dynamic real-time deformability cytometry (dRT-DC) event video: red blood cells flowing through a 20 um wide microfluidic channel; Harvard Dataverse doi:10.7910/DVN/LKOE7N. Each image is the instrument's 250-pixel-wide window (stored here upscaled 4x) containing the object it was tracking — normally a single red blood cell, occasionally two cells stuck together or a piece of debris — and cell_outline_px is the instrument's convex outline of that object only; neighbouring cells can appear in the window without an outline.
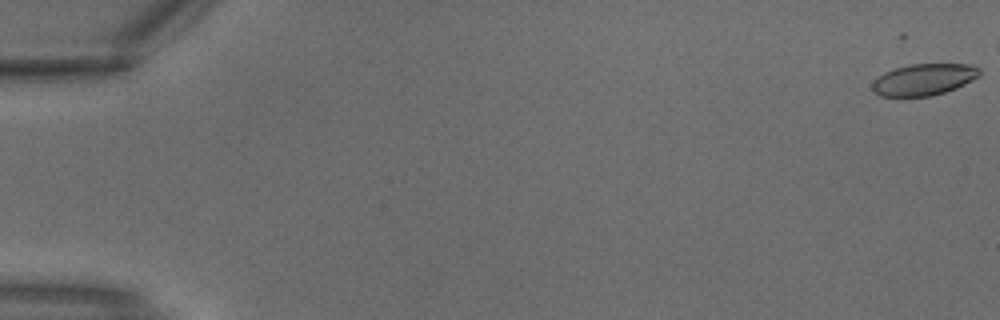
{"species": "common noctule bat (a hibernating species)", "species_latin": "Nyctalus noctula", "temperature_condition": "warm", "stored_images_in_passage": 4, "camera_frame_rate_fps": 3000, "um_per_image_px": 0.085, "animal": {"sex": "male", "body_mass_g": 18.8}, "frame": {"image": 1, "passage_image": 1, "time_ms": 0.0, "image_size_px": [1000, 320], "cell_outline_px": [[980, 76], [956, 88], [932, 96], [880, 96], [872, 92], [872, 80], [884, 72], [908, 64], [972, 64], [980, 68]], "centroid_in_image_um": [78.51, 6.75], "position_along_channel_um": 6.5, "area_um2": 19.88}}
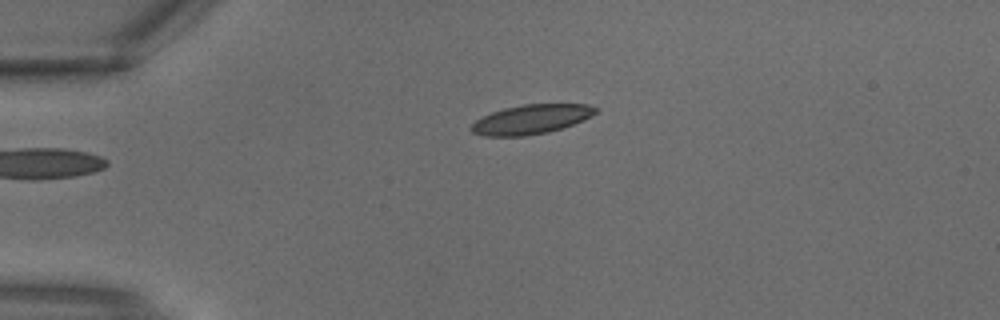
{"frame": {"image": 2, "passage_image": 4, "time_ms": 1.0, "image_size_px": [1000, 320], "cell_outline_px": [[596, 112], [592, 116], [584, 120], [548, 132], [524, 136], [484, 136], [472, 132], [468, 128], [476, 120], [492, 112], [504, 108], [524, 104], [588, 104], [596, 108]], "centroid_in_image_um": [45.13, 10.14], "position_along_channel_um": 39.9, "area_um2": 21.15}}